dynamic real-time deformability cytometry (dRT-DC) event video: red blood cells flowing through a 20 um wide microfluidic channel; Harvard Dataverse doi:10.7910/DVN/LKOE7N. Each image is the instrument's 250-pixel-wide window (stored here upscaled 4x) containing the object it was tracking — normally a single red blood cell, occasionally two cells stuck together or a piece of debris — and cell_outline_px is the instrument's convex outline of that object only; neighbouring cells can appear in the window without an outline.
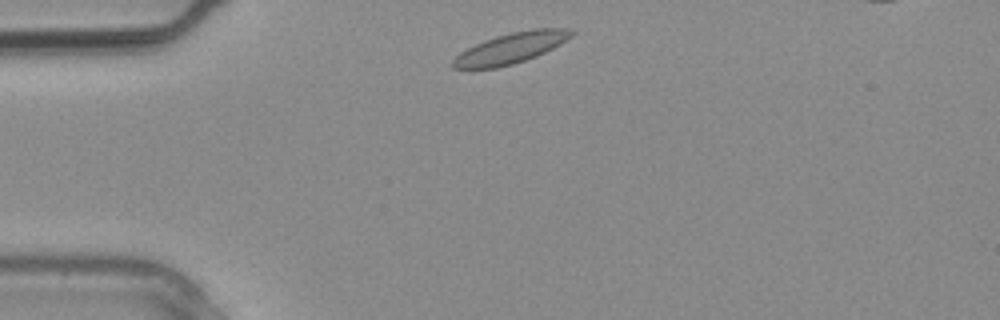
{"species": "common noctule bat (a hibernating species)", "species_latin": "Nyctalus noctula", "temperature_condition": "warm", "stored_images_in_passage": 2, "camera_frame_rate_fps": 3000, "um_per_image_px": 0.085, "animal": {"sex": "male", "body_mass_g": 20.4}, "frame": {"image": 1, "passage_image": 1, "time_ms": 0.0, "image_size_px": [1000, 320], "cell_outline_px": [[576, 32], [572, 36], [552, 48], [536, 56], [512, 64], [496, 68], [452, 68], [448, 64], [460, 52], [484, 40], [496, 36], [512, 32], [536, 28], [568, 28]], "centroid_in_image_um": [43.4, 4.09], "position_along_channel_um": 41.6, "area_um2": 20.98}}